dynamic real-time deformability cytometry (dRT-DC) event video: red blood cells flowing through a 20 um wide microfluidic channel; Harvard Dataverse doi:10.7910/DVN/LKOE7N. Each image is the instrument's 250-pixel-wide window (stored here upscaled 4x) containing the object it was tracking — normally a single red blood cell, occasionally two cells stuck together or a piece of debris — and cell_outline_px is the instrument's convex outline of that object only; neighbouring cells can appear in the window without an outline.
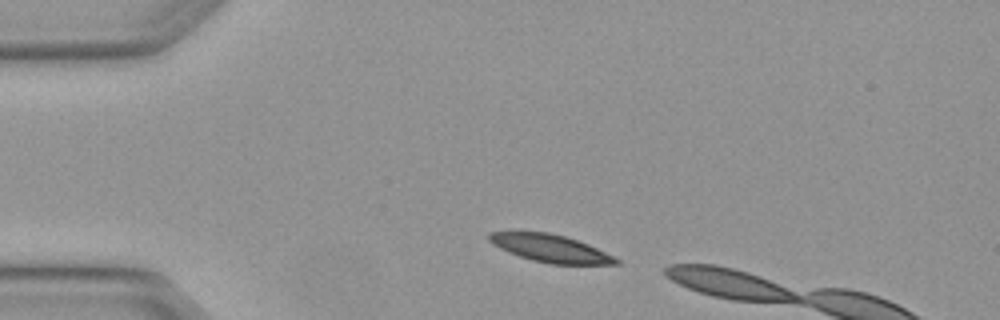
{"species": "Egyptian fruit bat (a non-hibernating species)", "species_latin": "Rousettus aegyptiacus", "temperature_condition": "warm", "stored_images_in_passage": 2, "camera_frame_rate_fps": 3000, "um_per_image_px": 0.085, "animal": {"sex": "female"}, "frame": {"image": 1, "passage_image": 1, "time_ms": 0.0, "image_size_px": [1000, 320], "cell_outline_px": [[620, 264], [548, 264], [532, 260], [508, 252], [492, 244], [488, 240], [488, 232], [548, 232], [564, 236], [588, 244], [620, 260]], "centroid_in_image_um": [46.75, 21.11], "position_along_channel_um": 38.2, "area_um2": 20.17}}